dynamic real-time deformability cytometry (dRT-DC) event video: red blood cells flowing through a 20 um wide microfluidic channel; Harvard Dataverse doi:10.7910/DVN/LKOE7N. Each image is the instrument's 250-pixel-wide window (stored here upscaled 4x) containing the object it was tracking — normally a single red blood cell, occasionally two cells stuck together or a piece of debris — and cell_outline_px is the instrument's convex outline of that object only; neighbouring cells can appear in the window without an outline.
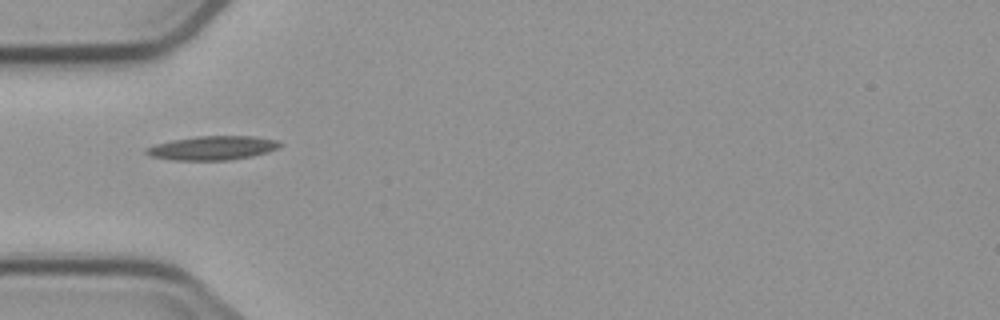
{"species": "common noctule bat (a hibernating species)", "species_latin": "Nyctalus noctula", "temperature_condition": "cold", "stored_images_in_passage": 6, "camera_frame_rate_fps": 3000, "um_per_image_px": 0.085, "animal": {"sex": "male", "body_mass_g": 23.1, "forearm_length_mm": 52.7}, "frame": {"image": 1, "passage_image": 1, "time_ms": 0.0, "image_size_px": [1000, 320], "cell_outline_px": [[280, 144], [276, 148], [268, 152], [252, 156], [232, 160], [172, 160], [148, 156], [144, 152], [144, 148], [156, 144], [172, 140], [196, 136], [256, 136], [280, 140]], "centroid_in_image_um": [18.04, 12.58], "position_along_channel_um": 67.0, "area_um2": 18.84}}
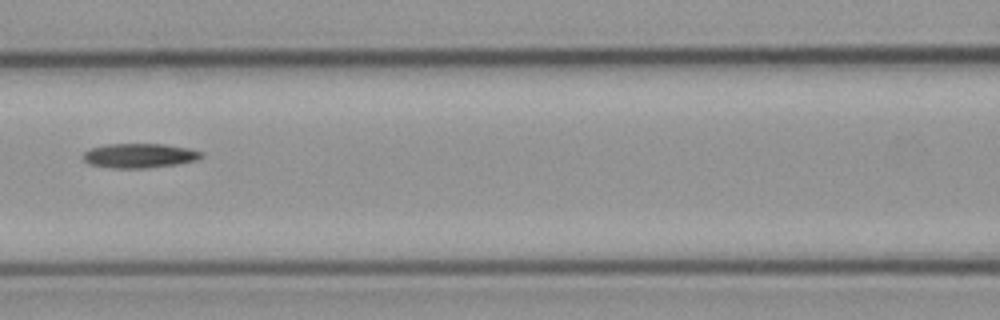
{"frame": {"image": 2, "passage_image": 3, "time_ms": 2.333, "image_size_px": [1000, 320], "cell_outline_px": [[204, 156], [196, 160], [176, 164], [148, 168], [112, 168], [88, 164], [80, 156], [84, 152], [92, 148], [104, 144], [164, 144], [188, 148], [204, 152]], "centroid_in_image_um": [11.84, 13.23], "position_along_channel_um": 154.8, "area_um2": 16.99}}
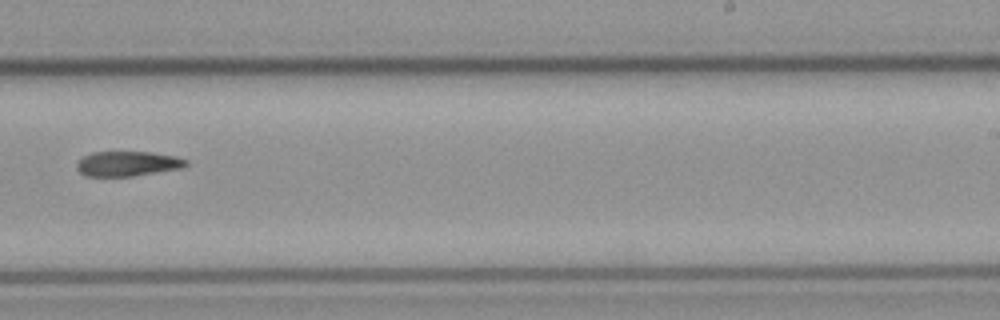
{"frame": {"image": 3, "passage_image": 6, "time_ms": 5.667, "image_size_px": [1000, 320], "cell_outline_px": [[188, 164], [184, 168], [132, 176], [84, 176], [76, 168], [76, 164], [84, 156], [92, 152], [152, 152], [176, 156], [188, 160]], "centroid_in_image_um": [10.88, 13.91], "position_along_channel_um": 278.1, "area_um2": 15.95}}